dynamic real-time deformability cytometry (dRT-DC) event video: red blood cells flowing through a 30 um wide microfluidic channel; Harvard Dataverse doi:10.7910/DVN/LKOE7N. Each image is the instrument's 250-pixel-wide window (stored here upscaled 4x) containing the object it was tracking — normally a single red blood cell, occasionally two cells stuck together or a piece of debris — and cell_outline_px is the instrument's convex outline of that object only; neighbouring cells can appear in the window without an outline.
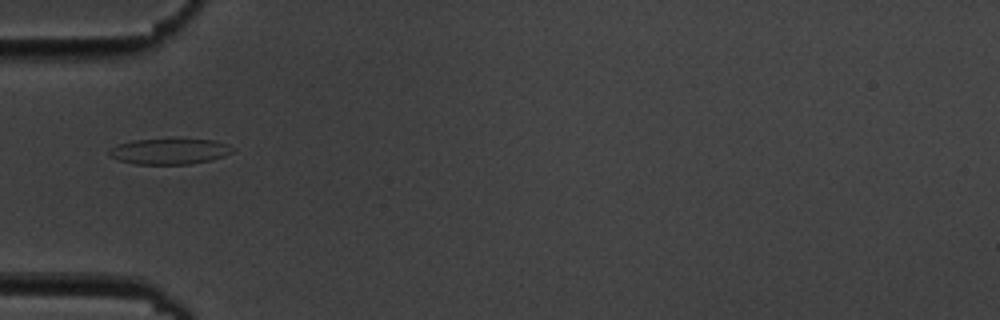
{"species": "common noctule bat (a hibernating species)", "species_latin": "Nyctalus noctula", "temperature_condition": "cold", "stored_images_in_passage": 3, "camera_frame_rate_fps": 3000, "um_per_image_px": 0.085, "animal": {"sex": "male", "body_mass_g": 19.5, "forearm_length_mm": 54.6}, "frame": {"image": 1, "passage_image": 1, "time_ms": 0.0, "image_size_px": [1000, 320], "cell_outline_px": [[232, 152], [224, 156], [208, 160], [188, 164], [136, 164], [120, 160], [108, 156], [108, 152], [112, 148], [120, 144], [132, 140], [172, 136], [176, 136], [216, 140], [228, 144], [232, 148]], "centroid_in_image_um": [14.42, 12.8], "position_along_channel_um": 70.6, "area_um2": 19.31}}
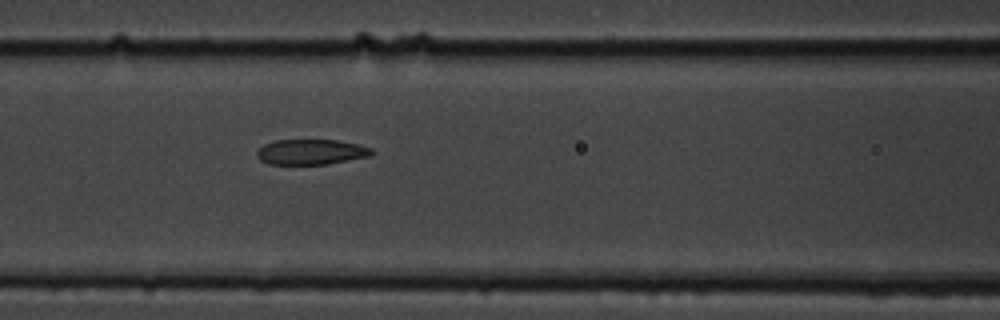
{"frame": {"image": 2, "passage_image": 3, "time_ms": 2.0, "image_size_px": [1000, 320], "cell_outline_px": [[376, 152], [372, 156], [328, 164], [268, 164], [260, 160], [256, 156], [256, 152], [264, 144], [276, 140], [336, 140], [356, 144], [372, 148]], "centroid_in_image_um": [26.47, 12.92], "position_along_channel_um": 140.1, "area_um2": 17.05}}